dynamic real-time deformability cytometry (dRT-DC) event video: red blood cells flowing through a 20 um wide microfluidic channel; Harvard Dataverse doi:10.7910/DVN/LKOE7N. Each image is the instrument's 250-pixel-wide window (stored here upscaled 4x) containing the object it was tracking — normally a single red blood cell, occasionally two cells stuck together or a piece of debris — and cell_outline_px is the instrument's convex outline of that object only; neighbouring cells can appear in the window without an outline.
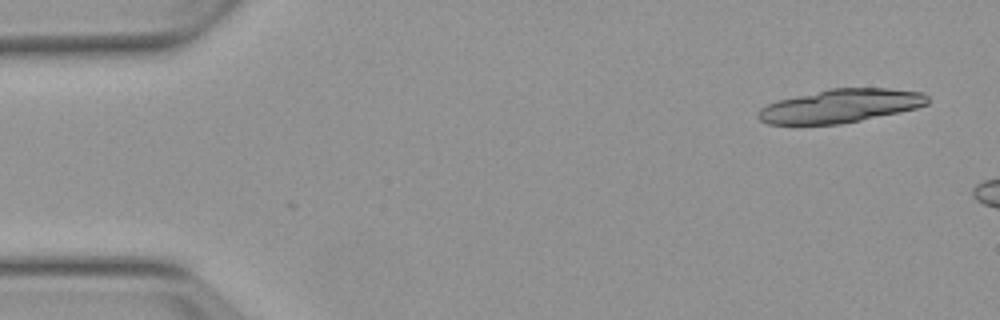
{"species": "Egyptian fruit bat (a non-hibernating species)", "species_latin": "Rousettus aegyptiacus", "temperature_condition": "warm", "stored_images_in_passage": 3, "camera_frame_rate_fps": 3000, "um_per_image_px": 0.085, "animal": {"sex": "female"}, "frame": {"image": 1, "passage_image": 1, "time_ms": 0.0, "image_size_px": [1000, 320], "cell_outline_px": [[928, 104], [916, 108], [860, 120], [840, 124], [768, 124], [760, 120], [756, 116], [760, 108], [776, 100], [828, 88], [888, 88], [924, 92], [928, 96]], "centroid_in_image_um": [71.42, 8.99], "position_along_channel_um": 13.6, "area_um2": 33.06}}